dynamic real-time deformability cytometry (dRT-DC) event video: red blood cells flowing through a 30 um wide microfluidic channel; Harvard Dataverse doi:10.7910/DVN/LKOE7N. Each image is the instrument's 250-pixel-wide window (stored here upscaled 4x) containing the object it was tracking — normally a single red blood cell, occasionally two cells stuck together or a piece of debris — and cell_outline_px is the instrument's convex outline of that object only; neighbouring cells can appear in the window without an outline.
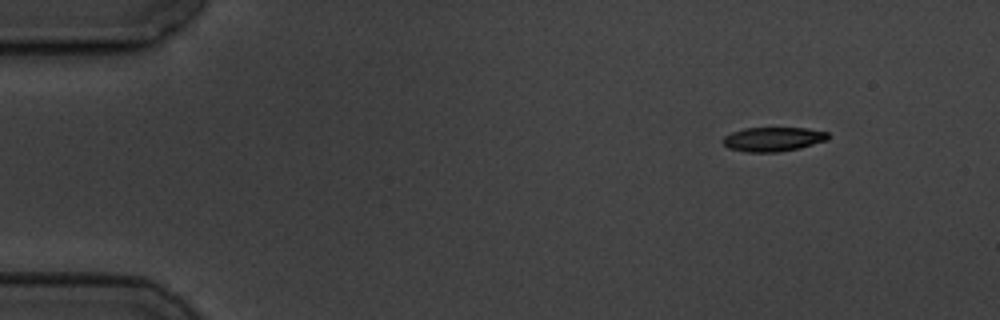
{"species": "common noctule bat (a hibernating species)", "species_latin": "Nyctalus noctula", "temperature_condition": "cold", "stored_images_in_passage": 4, "camera_frame_rate_fps": 3000, "um_per_image_px": 0.085, "animal": {"sex": "male", "body_mass_g": 19.5, "forearm_length_mm": 54.6}, "frame": {"image": 1, "passage_image": 1, "time_ms": 0.0, "image_size_px": [1000, 320], "cell_outline_px": [[828, 140], [800, 148], [776, 152], [744, 152], [728, 148], [724, 144], [724, 136], [732, 132], [744, 128], [808, 128], [828, 132]], "centroid_in_image_um": [65.72, 11.83], "position_along_channel_um": 19.3, "area_um2": 14.85}}
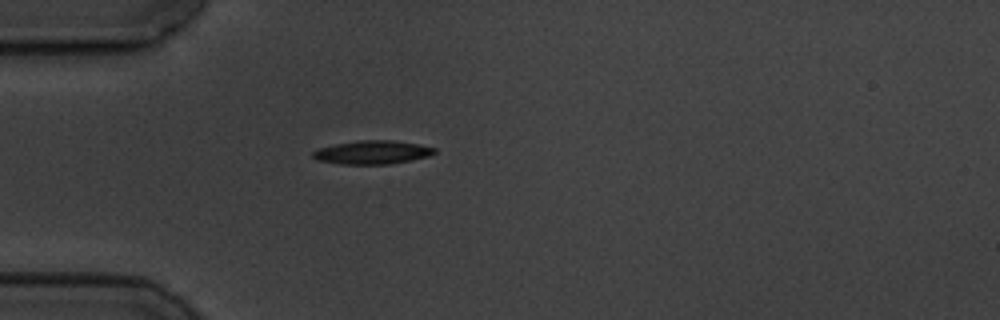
{"frame": {"image": 2, "passage_image": 4, "time_ms": 3.333, "image_size_px": [1000, 320], "cell_outline_px": [[436, 152], [428, 156], [412, 160], [392, 164], [340, 164], [316, 160], [312, 156], [312, 152], [320, 148], [336, 144], [356, 140], [392, 140], [420, 144], [436, 148]], "centroid_in_image_um": [31.66, 12.95], "position_along_channel_um": 53.3, "area_um2": 16.76}}